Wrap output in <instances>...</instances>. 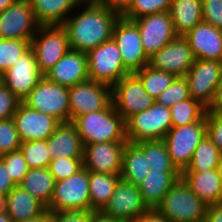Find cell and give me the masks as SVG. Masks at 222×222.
I'll return each mask as SVG.
<instances>
[{"label": "cell", "instance_id": "6da1fadb", "mask_svg": "<svg viewBox=\"0 0 222 222\" xmlns=\"http://www.w3.org/2000/svg\"><path fill=\"white\" fill-rule=\"evenodd\" d=\"M78 13L70 14L61 25L72 50L87 53L112 38L114 26L121 16L98 3L79 4ZM81 10V12H80Z\"/></svg>", "mask_w": 222, "mask_h": 222}, {"label": "cell", "instance_id": "7a4b0ae2", "mask_svg": "<svg viewBox=\"0 0 222 222\" xmlns=\"http://www.w3.org/2000/svg\"><path fill=\"white\" fill-rule=\"evenodd\" d=\"M71 123L76 127L83 145L127 141L125 121L113 103L106 109L76 117Z\"/></svg>", "mask_w": 222, "mask_h": 222}, {"label": "cell", "instance_id": "3957f363", "mask_svg": "<svg viewBox=\"0 0 222 222\" xmlns=\"http://www.w3.org/2000/svg\"><path fill=\"white\" fill-rule=\"evenodd\" d=\"M207 206L180 178L165 194L156 210L169 222H204Z\"/></svg>", "mask_w": 222, "mask_h": 222}, {"label": "cell", "instance_id": "277c9868", "mask_svg": "<svg viewBox=\"0 0 222 222\" xmlns=\"http://www.w3.org/2000/svg\"><path fill=\"white\" fill-rule=\"evenodd\" d=\"M172 127L169 107L154 103L148 109L125 121L126 140L136 143L144 140H162Z\"/></svg>", "mask_w": 222, "mask_h": 222}, {"label": "cell", "instance_id": "5b68a950", "mask_svg": "<svg viewBox=\"0 0 222 222\" xmlns=\"http://www.w3.org/2000/svg\"><path fill=\"white\" fill-rule=\"evenodd\" d=\"M86 54L89 80L113 87L120 78L130 74L123 65L119 48L113 38Z\"/></svg>", "mask_w": 222, "mask_h": 222}, {"label": "cell", "instance_id": "8992f818", "mask_svg": "<svg viewBox=\"0 0 222 222\" xmlns=\"http://www.w3.org/2000/svg\"><path fill=\"white\" fill-rule=\"evenodd\" d=\"M222 77V62L195 59L186 73L190 97L207 110L213 109L215 96Z\"/></svg>", "mask_w": 222, "mask_h": 222}, {"label": "cell", "instance_id": "52a82bcc", "mask_svg": "<svg viewBox=\"0 0 222 222\" xmlns=\"http://www.w3.org/2000/svg\"><path fill=\"white\" fill-rule=\"evenodd\" d=\"M22 102L60 123L70 122L68 87L50 82L44 76Z\"/></svg>", "mask_w": 222, "mask_h": 222}, {"label": "cell", "instance_id": "ba28073f", "mask_svg": "<svg viewBox=\"0 0 222 222\" xmlns=\"http://www.w3.org/2000/svg\"><path fill=\"white\" fill-rule=\"evenodd\" d=\"M90 210L89 171L84 167L70 177L56 181L48 212Z\"/></svg>", "mask_w": 222, "mask_h": 222}, {"label": "cell", "instance_id": "9c48e42d", "mask_svg": "<svg viewBox=\"0 0 222 222\" xmlns=\"http://www.w3.org/2000/svg\"><path fill=\"white\" fill-rule=\"evenodd\" d=\"M206 136V115L199 121L181 127H171L164 137L170 158L182 173L191 163L194 150Z\"/></svg>", "mask_w": 222, "mask_h": 222}, {"label": "cell", "instance_id": "30bf717a", "mask_svg": "<svg viewBox=\"0 0 222 222\" xmlns=\"http://www.w3.org/2000/svg\"><path fill=\"white\" fill-rule=\"evenodd\" d=\"M30 47L43 75L70 49L67 33L61 25H40Z\"/></svg>", "mask_w": 222, "mask_h": 222}, {"label": "cell", "instance_id": "8fae6325", "mask_svg": "<svg viewBox=\"0 0 222 222\" xmlns=\"http://www.w3.org/2000/svg\"><path fill=\"white\" fill-rule=\"evenodd\" d=\"M155 102L156 99L145 91L142 81L135 73L120 78L112 87V103L124 121L148 109Z\"/></svg>", "mask_w": 222, "mask_h": 222}, {"label": "cell", "instance_id": "7c38bea8", "mask_svg": "<svg viewBox=\"0 0 222 222\" xmlns=\"http://www.w3.org/2000/svg\"><path fill=\"white\" fill-rule=\"evenodd\" d=\"M70 122L81 115L106 109L112 103V87L87 80L68 88Z\"/></svg>", "mask_w": 222, "mask_h": 222}, {"label": "cell", "instance_id": "4fadbf2b", "mask_svg": "<svg viewBox=\"0 0 222 222\" xmlns=\"http://www.w3.org/2000/svg\"><path fill=\"white\" fill-rule=\"evenodd\" d=\"M112 38L119 48L124 67L130 73H135L149 64L139 28L133 20L120 16L114 26Z\"/></svg>", "mask_w": 222, "mask_h": 222}, {"label": "cell", "instance_id": "5bb4252c", "mask_svg": "<svg viewBox=\"0 0 222 222\" xmlns=\"http://www.w3.org/2000/svg\"><path fill=\"white\" fill-rule=\"evenodd\" d=\"M148 210L138 186L120 178L113 195L101 213L106 217L125 222L144 215Z\"/></svg>", "mask_w": 222, "mask_h": 222}, {"label": "cell", "instance_id": "9a60e30c", "mask_svg": "<svg viewBox=\"0 0 222 222\" xmlns=\"http://www.w3.org/2000/svg\"><path fill=\"white\" fill-rule=\"evenodd\" d=\"M39 26L29 0H17L0 13V38L31 40Z\"/></svg>", "mask_w": 222, "mask_h": 222}, {"label": "cell", "instance_id": "2e32d148", "mask_svg": "<svg viewBox=\"0 0 222 222\" xmlns=\"http://www.w3.org/2000/svg\"><path fill=\"white\" fill-rule=\"evenodd\" d=\"M133 21L139 28L142 46L148 57L177 37L169 11L146 15Z\"/></svg>", "mask_w": 222, "mask_h": 222}, {"label": "cell", "instance_id": "e0dca14e", "mask_svg": "<svg viewBox=\"0 0 222 222\" xmlns=\"http://www.w3.org/2000/svg\"><path fill=\"white\" fill-rule=\"evenodd\" d=\"M43 76L38 69L34 51L30 47L3 73V84L22 102Z\"/></svg>", "mask_w": 222, "mask_h": 222}, {"label": "cell", "instance_id": "ac0fdd59", "mask_svg": "<svg viewBox=\"0 0 222 222\" xmlns=\"http://www.w3.org/2000/svg\"><path fill=\"white\" fill-rule=\"evenodd\" d=\"M195 61L192 49L184 36H177L149 57V66L177 76H185Z\"/></svg>", "mask_w": 222, "mask_h": 222}, {"label": "cell", "instance_id": "d6986e66", "mask_svg": "<svg viewBox=\"0 0 222 222\" xmlns=\"http://www.w3.org/2000/svg\"><path fill=\"white\" fill-rule=\"evenodd\" d=\"M126 143L115 141L84 145L83 167L89 172L120 175Z\"/></svg>", "mask_w": 222, "mask_h": 222}, {"label": "cell", "instance_id": "ffe728a7", "mask_svg": "<svg viewBox=\"0 0 222 222\" xmlns=\"http://www.w3.org/2000/svg\"><path fill=\"white\" fill-rule=\"evenodd\" d=\"M21 142L46 140L61 124L54 117L39 112L20 102L13 115Z\"/></svg>", "mask_w": 222, "mask_h": 222}, {"label": "cell", "instance_id": "44dd1931", "mask_svg": "<svg viewBox=\"0 0 222 222\" xmlns=\"http://www.w3.org/2000/svg\"><path fill=\"white\" fill-rule=\"evenodd\" d=\"M44 77L68 88L89 80L87 54L69 49Z\"/></svg>", "mask_w": 222, "mask_h": 222}, {"label": "cell", "instance_id": "7402d4cb", "mask_svg": "<svg viewBox=\"0 0 222 222\" xmlns=\"http://www.w3.org/2000/svg\"><path fill=\"white\" fill-rule=\"evenodd\" d=\"M184 38L188 41L195 59L222 62V36L219 28L202 21Z\"/></svg>", "mask_w": 222, "mask_h": 222}, {"label": "cell", "instance_id": "603a6c76", "mask_svg": "<svg viewBox=\"0 0 222 222\" xmlns=\"http://www.w3.org/2000/svg\"><path fill=\"white\" fill-rule=\"evenodd\" d=\"M46 142L51 160L57 157L83 158L84 156V145L71 122L61 123Z\"/></svg>", "mask_w": 222, "mask_h": 222}, {"label": "cell", "instance_id": "cb8c5ba5", "mask_svg": "<svg viewBox=\"0 0 222 222\" xmlns=\"http://www.w3.org/2000/svg\"><path fill=\"white\" fill-rule=\"evenodd\" d=\"M181 178L207 205L222 202V179L216 169L207 172H182Z\"/></svg>", "mask_w": 222, "mask_h": 222}, {"label": "cell", "instance_id": "d4e9b609", "mask_svg": "<svg viewBox=\"0 0 222 222\" xmlns=\"http://www.w3.org/2000/svg\"><path fill=\"white\" fill-rule=\"evenodd\" d=\"M181 178V172L150 170L138 185L144 203L149 209H156L169 189Z\"/></svg>", "mask_w": 222, "mask_h": 222}, {"label": "cell", "instance_id": "484cf974", "mask_svg": "<svg viewBox=\"0 0 222 222\" xmlns=\"http://www.w3.org/2000/svg\"><path fill=\"white\" fill-rule=\"evenodd\" d=\"M7 214L12 222H23L40 218L47 212V208L26 192L20 185L15 186L7 195Z\"/></svg>", "mask_w": 222, "mask_h": 222}, {"label": "cell", "instance_id": "4316f807", "mask_svg": "<svg viewBox=\"0 0 222 222\" xmlns=\"http://www.w3.org/2000/svg\"><path fill=\"white\" fill-rule=\"evenodd\" d=\"M39 25H62L79 7L76 0H29Z\"/></svg>", "mask_w": 222, "mask_h": 222}, {"label": "cell", "instance_id": "83f0119b", "mask_svg": "<svg viewBox=\"0 0 222 222\" xmlns=\"http://www.w3.org/2000/svg\"><path fill=\"white\" fill-rule=\"evenodd\" d=\"M169 12L177 36H185L203 21L202 0H173Z\"/></svg>", "mask_w": 222, "mask_h": 222}, {"label": "cell", "instance_id": "f1b7e54d", "mask_svg": "<svg viewBox=\"0 0 222 222\" xmlns=\"http://www.w3.org/2000/svg\"><path fill=\"white\" fill-rule=\"evenodd\" d=\"M19 185L46 208L49 207L54 192L55 179L48 168L28 169Z\"/></svg>", "mask_w": 222, "mask_h": 222}, {"label": "cell", "instance_id": "f546056e", "mask_svg": "<svg viewBox=\"0 0 222 222\" xmlns=\"http://www.w3.org/2000/svg\"><path fill=\"white\" fill-rule=\"evenodd\" d=\"M150 170L143 152L134 143L127 142L122 155L121 178L138 186Z\"/></svg>", "mask_w": 222, "mask_h": 222}, {"label": "cell", "instance_id": "4dcf8cb0", "mask_svg": "<svg viewBox=\"0 0 222 222\" xmlns=\"http://www.w3.org/2000/svg\"><path fill=\"white\" fill-rule=\"evenodd\" d=\"M120 175L89 172L90 211L101 212L113 195Z\"/></svg>", "mask_w": 222, "mask_h": 222}, {"label": "cell", "instance_id": "1f68e13d", "mask_svg": "<svg viewBox=\"0 0 222 222\" xmlns=\"http://www.w3.org/2000/svg\"><path fill=\"white\" fill-rule=\"evenodd\" d=\"M144 154L151 170L180 172L172 162L164 140H144L134 143Z\"/></svg>", "mask_w": 222, "mask_h": 222}, {"label": "cell", "instance_id": "d6a6232c", "mask_svg": "<svg viewBox=\"0 0 222 222\" xmlns=\"http://www.w3.org/2000/svg\"><path fill=\"white\" fill-rule=\"evenodd\" d=\"M221 152L206 135L197 145L191 163L183 172H207L216 169Z\"/></svg>", "mask_w": 222, "mask_h": 222}, {"label": "cell", "instance_id": "836d02e7", "mask_svg": "<svg viewBox=\"0 0 222 222\" xmlns=\"http://www.w3.org/2000/svg\"><path fill=\"white\" fill-rule=\"evenodd\" d=\"M170 108L172 127H181L201 120L207 109L193 98L172 105Z\"/></svg>", "mask_w": 222, "mask_h": 222}, {"label": "cell", "instance_id": "e575fe53", "mask_svg": "<svg viewBox=\"0 0 222 222\" xmlns=\"http://www.w3.org/2000/svg\"><path fill=\"white\" fill-rule=\"evenodd\" d=\"M142 81L145 91L156 99L175 79V75L169 72L153 69L146 65L135 72Z\"/></svg>", "mask_w": 222, "mask_h": 222}, {"label": "cell", "instance_id": "d590c367", "mask_svg": "<svg viewBox=\"0 0 222 222\" xmlns=\"http://www.w3.org/2000/svg\"><path fill=\"white\" fill-rule=\"evenodd\" d=\"M20 151L29 169L48 168L51 157L46 140L21 142Z\"/></svg>", "mask_w": 222, "mask_h": 222}, {"label": "cell", "instance_id": "8d00e7d4", "mask_svg": "<svg viewBox=\"0 0 222 222\" xmlns=\"http://www.w3.org/2000/svg\"><path fill=\"white\" fill-rule=\"evenodd\" d=\"M31 40L0 38V71L7 69L30 48Z\"/></svg>", "mask_w": 222, "mask_h": 222}, {"label": "cell", "instance_id": "74e56055", "mask_svg": "<svg viewBox=\"0 0 222 222\" xmlns=\"http://www.w3.org/2000/svg\"><path fill=\"white\" fill-rule=\"evenodd\" d=\"M173 0H132L129 8L121 15L129 20L169 11Z\"/></svg>", "mask_w": 222, "mask_h": 222}, {"label": "cell", "instance_id": "f35d334b", "mask_svg": "<svg viewBox=\"0 0 222 222\" xmlns=\"http://www.w3.org/2000/svg\"><path fill=\"white\" fill-rule=\"evenodd\" d=\"M190 98L188 82L185 76H177L172 83L156 98V103L171 107Z\"/></svg>", "mask_w": 222, "mask_h": 222}, {"label": "cell", "instance_id": "ab89813d", "mask_svg": "<svg viewBox=\"0 0 222 222\" xmlns=\"http://www.w3.org/2000/svg\"><path fill=\"white\" fill-rule=\"evenodd\" d=\"M83 168V158H65L57 157L51 160L49 171L53 175L55 182L64 180L71 175L76 174Z\"/></svg>", "mask_w": 222, "mask_h": 222}, {"label": "cell", "instance_id": "60d3db41", "mask_svg": "<svg viewBox=\"0 0 222 222\" xmlns=\"http://www.w3.org/2000/svg\"><path fill=\"white\" fill-rule=\"evenodd\" d=\"M21 140L13 118L0 120V156L18 150Z\"/></svg>", "mask_w": 222, "mask_h": 222}, {"label": "cell", "instance_id": "b9f144b4", "mask_svg": "<svg viewBox=\"0 0 222 222\" xmlns=\"http://www.w3.org/2000/svg\"><path fill=\"white\" fill-rule=\"evenodd\" d=\"M12 180L19 185L28 172L27 163L20 149L0 156Z\"/></svg>", "mask_w": 222, "mask_h": 222}, {"label": "cell", "instance_id": "7bdbcfd3", "mask_svg": "<svg viewBox=\"0 0 222 222\" xmlns=\"http://www.w3.org/2000/svg\"><path fill=\"white\" fill-rule=\"evenodd\" d=\"M206 135L222 152V110L210 109L206 112Z\"/></svg>", "mask_w": 222, "mask_h": 222}, {"label": "cell", "instance_id": "ee69618b", "mask_svg": "<svg viewBox=\"0 0 222 222\" xmlns=\"http://www.w3.org/2000/svg\"><path fill=\"white\" fill-rule=\"evenodd\" d=\"M21 101L4 84L0 86V120L13 118Z\"/></svg>", "mask_w": 222, "mask_h": 222}, {"label": "cell", "instance_id": "f6af8a7d", "mask_svg": "<svg viewBox=\"0 0 222 222\" xmlns=\"http://www.w3.org/2000/svg\"><path fill=\"white\" fill-rule=\"evenodd\" d=\"M94 213L90 210L49 212V222H91Z\"/></svg>", "mask_w": 222, "mask_h": 222}, {"label": "cell", "instance_id": "bcb514c9", "mask_svg": "<svg viewBox=\"0 0 222 222\" xmlns=\"http://www.w3.org/2000/svg\"><path fill=\"white\" fill-rule=\"evenodd\" d=\"M203 21L222 27V0H202Z\"/></svg>", "mask_w": 222, "mask_h": 222}, {"label": "cell", "instance_id": "7dc6e473", "mask_svg": "<svg viewBox=\"0 0 222 222\" xmlns=\"http://www.w3.org/2000/svg\"><path fill=\"white\" fill-rule=\"evenodd\" d=\"M15 186L17 184L12 180L4 163L0 160V194L8 195Z\"/></svg>", "mask_w": 222, "mask_h": 222}, {"label": "cell", "instance_id": "c3c4849f", "mask_svg": "<svg viewBox=\"0 0 222 222\" xmlns=\"http://www.w3.org/2000/svg\"><path fill=\"white\" fill-rule=\"evenodd\" d=\"M96 3L122 15L129 8L132 0H96Z\"/></svg>", "mask_w": 222, "mask_h": 222}, {"label": "cell", "instance_id": "681fc988", "mask_svg": "<svg viewBox=\"0 0 222 222\" xmlns=\"http://www.w3.org/2000/svg\"><path fill=\"white\" fill-rule=\"evenodd\" d=\"M125 222H169L156 209H149L144 215L134 217Z\"/></svg>", "mask_w": 222, "mask_h": 222}, {"label": "cell", "instance_id": "f907efd6", "mask_svg": "<svg viewBox=\"0 0 222 222\" xmlns=\"http://www.w3.org/2000/svg\"><path fill=\"white\" fill-rule=\"evenodd\" d=\"M204 222H222V202L207 206Z\"/></svg>", "mask_w": 222, "mask_h": 222}, {"label": "cell", "instance_id": "816d5d0a", "mask_svg": "<svg viewBox=\"0 0 222 222\" xmlns=\"http://www.w3.org/2000/svg\"><path fill=\"white\" fill-rule=\"evenodd\" d=\"M213 109L222 110V77L219 82Z\"/></svg>", "mask_w": 222, "mask_h": 222}, {"label": "cell", "instance_id": "f5cc1de1", "mask_svg": "<svg viewBox=\"0 0 222 222\" xmlns=\"http://www.w3.org/2000/svg\"><path fill=\"white\" fill-rule=\"evenodd\" d=\"M91 222H121L117 219L104 216L101 212H95Z\"/></svg>", "mask_w": 222, "mask_h": 222}, {"label": "cell", "instance_id": "db71d44e", "mask_svg": "<svg viewBox=\"0 0 222 222\" xmlns=\"http://www.w3.org/2000/svg\"><path fill=\"white\" fill-rule=\"evenodd\" d=\"M8 198L5 194H0V213H7Z\"/></svg>", "mask_w": 222, "mask_h": 222}, {"label": "cell", "instance_id": "11a10c76", "mask_svg": "<svg viewBox=\"0 0 222 222\" xmlns=\"http://www.w3.org/2000/svg\"><path fill=\"white\" fill-rule=\"evenodd\" d=\"M17 0H0V13L4 12L9 6L14 4Z\"/></svg>", "mask_w": 222, "mask_h": 222}, {"label": "cell", "instance_id": "9f6ffc18", "mask_svg": "<svg viewBox=\"0 0 222 222\" xmlns=\"http://www.w3.org/2000/svg\"><path fill=\"white\" fill-rule=\"evenodd\" d=\"M23 222H49V212L47 211L40 218H35V219H32V220L23 221Z\"/></svg>", "mask_w": 222, "mask_h": 222}, {"label": "cell", "instance_id": "6f0895ef", "mask_svg": "<svg viewBox=\"0 0 222 222\" xmlns=\"http://www.w3.org/2000/svg\"><path fill=\"white\" fill-rule=\"evenodd\" d=\"M0 222H12V219L7 213H0Z\"/></svg>", "mask_w": 222, "mask_h": 222}, {"label": "cell", "instance_id": "680465c9", "mask_svg": "<svg viewBox=\"0 0 222 222\" xmlns=\"http://www.w3.org/2000/svg\"><path fill=\"white\" fill-rule=\"evenodd\" d=\"M217 170H218V172L221 176V179H222V152H221L220 159H219V162L217 165Z\"/></svg>", "mask_w": 222, "mask_h": 222}, {"label": "cell", "instance_id": "91938a15", "mask_svg": "<svg viewBox=\"0 0 222 222\" xmlns=\"http://www.w3.org/2000/svg\"><path fill=\"white\" fill-rule=\"evenodd\" d=\"M78 4H83V3H95L96 0H76Z\"/></svg>", "mask_w": 222, "mask_h": 222}, {"label": "cell", "instance_id": "94428289", "mask_svg": "<svg viewBox=\"0 0 222 222\" xmlns=\"http://www.w3.org/2000/svg\"><path fill=\"white\" fill-rule=\"evenodd\" d=\"M3 84V73L0 71V86Z\"/></svg>", "mask_w": 222, "mask_h": 222}, {"label": "cell", "instance_id": "6125c7cd", "mask_svg": "<svg viewBox=\"0 0 222 222\" xmlns=\"http://www.w3.org/2000/svg\"><path fill=\"white\" fill-rule=\"evenodd\" d=\"M219 30H220V33H221V36H222V27H221V28H219Z\"/></svg>", "mask_w": 222, "mask_h": 222}]
</instances>
